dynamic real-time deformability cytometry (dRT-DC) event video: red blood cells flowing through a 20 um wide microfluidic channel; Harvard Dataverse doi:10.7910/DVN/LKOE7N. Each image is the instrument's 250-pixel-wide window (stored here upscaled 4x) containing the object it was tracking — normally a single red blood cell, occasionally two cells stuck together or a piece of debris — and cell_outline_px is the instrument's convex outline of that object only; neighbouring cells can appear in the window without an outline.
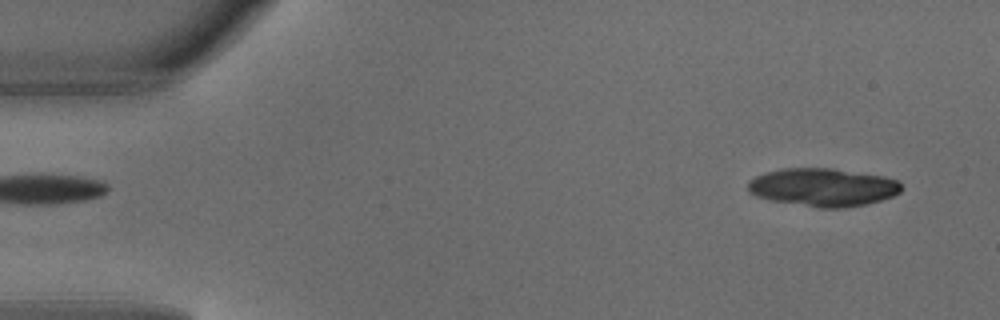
{"species": "common noctule bat (a hibernating species)", "species_latin": "Nyctalus noctula", "temperature_condition": "warm", "stored_images_in_passage": 3, "segment_of_instrument_passage": [2, 2], "camera_frame_rate_fps": 3000, "um_per_image_px": 0.085, "animal": {"sex": "male", "body_mass_g": 18.8}, "frame": {"image": 1, "passage_image": 3, "time_ms": 0.667, "image_size_px": [1000, 320], "cell_outline_px": [[904, 188], [900, 192], [892, 196], [880, 200], [864, 204], [844, 208], [820, 208], [772, 200], [756, 196], [748, 192], [748, 180], [756, 176], [768, 172], [784, 168], [832, 168], [884, 176], [900, 180]], "centroid_in_image_um": [69.99, 15.91], "position_along_channel_um": 15.0, "area_um2": 34.1}}